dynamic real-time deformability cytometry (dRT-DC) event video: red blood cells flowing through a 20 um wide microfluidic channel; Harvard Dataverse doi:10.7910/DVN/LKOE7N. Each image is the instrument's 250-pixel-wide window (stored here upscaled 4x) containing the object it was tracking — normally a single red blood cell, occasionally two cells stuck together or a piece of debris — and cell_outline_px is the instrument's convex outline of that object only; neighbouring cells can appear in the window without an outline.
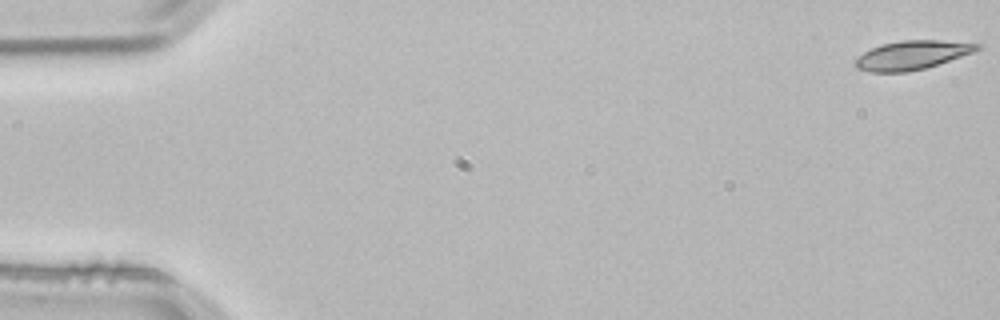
{"species": "common noctule bat (a hibernating species)", "species_latin": "Nyctalus noctula", "temperature_condition": "room temperature", "stored_images_in_passage": 4, "camera_frame_rate_fps": 3000, "um_per_image_px": 0.085, "animal": {"sex": "male", "body_mass_g": 21.5, "forearm_length_mm": 52.0}, "frame": {"image": 1, "passage_image": 1, "time_ms": 0.0, "image_size_px": [1000, 320], "cell_outline_px": [[984, 44], [980, 48], [972, 52], [924, 68], [908, 72], [868, 72], [856, 68], [856, 60], [864, 52], [880, 44], [900, 40], [940, 40]], "centroid_in_image_um": [77.5, 4.67], "position_along_channel_um": 7.5, "area_um2": 20.23}}
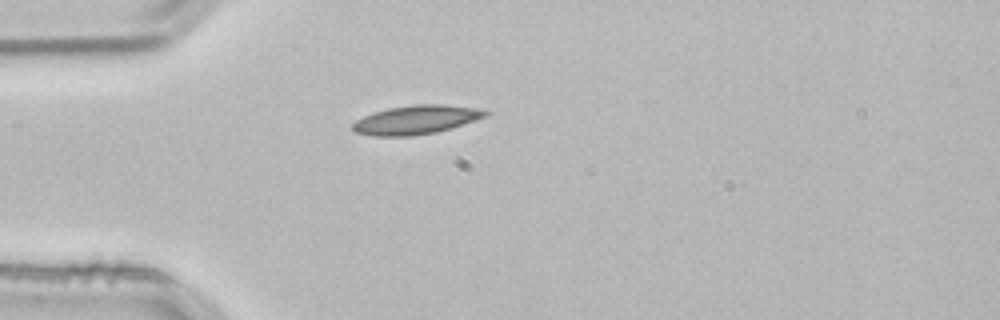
{"frame": {"image": 2, "passage_image": 4, "time_ms": 1.0, "image_size_px": [1000, 320], "cell_outline_px": [[488, 116], [452, 128], [436, 132], [412, 136], [372, 136], [356, 132], [352, 128], [352, 124], [356, 120], [372, 112], [388, 108], [412, 104], [444, 104], [476, 108], [488, 112]], "centroid_in_image_um": [35.36, 10.18], "position_along_channel_um": 49.6, "area_um2": 22.43}}